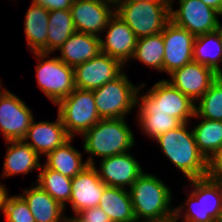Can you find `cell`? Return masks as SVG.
Returning <instances> with one entry per match:
<instances>
[{
  "label": "cell",
  "mask_w": 222,
  "mask_h": 222,
  "mask_svg": "<svg viewBox=\"0 0 222 222\" xmlns=\"http://www.w3.org/2000/svg\"><path fill=\"white\" fill-rule=\"evenodd\" d=\"M126 1H129V0H122V3L126 2ZM152 1H155V2L165 5L169 10L171 9L172 4H173L172 0H152Z\"/></svg>",
  "instance_id": "obj_38"
},
{
  "label": "cell",
  "mask_w": 222,
  "mask_h": 222,
  "mask_svg": "<svg viewBox=\"0 0 222 222\" xmlns=\"http://www.w3.org/2000/svg\"><path fill=\"white\" fill-rule=\"evenodd\" d=\"M24 193L20 196L27 203L36 222H68L67 217H62L64 207L38 185L24 190Z\"/></svg>",
  "instance_id": "obj_21"
},
{
  "label": "cell",
  "mask_w": 222,
  "mask_h": 222,
  "mask_svg": "<svg viewBox=\"0 0 222 222\" xmlns=\"http://www.w3.org/2000/svg\"><path fill=\"white\" fill-rule=\"evenodd\" d=\"M122 72L116 79L92 90L101 119L124 118L137 104V93L143 86L134 87Z\"/></svg>",
  "instance_id": "obj_6"
},
{
  "label": "cell",
  "mask_w": 222,
  "mask_h": 222,
  "mask_svg": "<svg viewBox=\"0 0 222 222\" xmlns=\"http://www.w3.org/2000/svg\"><path fill=\"white\" fill-rule=\"evenodd\" d=\"M56 105L59 107L58 115L71 138L74 137V133L83 135L101 119L97 113L92 90L75 88Z\"/></svg>",
  "instance_id": "obj_7"
},
{
  "label": "cell",
  "mask_w": 222,
  "mask_h": 222,
  "mask_svg": "<svg viewBox=\"0 0 222 222\" xmlns=\"http://www.w3.org/2000/svg\"><path fill=\"white\" fill-rule=\"evenodd\" d=\"M135 222H139V221H135ZM143 222H174V221H143Z\"/></svg>",
  "instance_id": "obj_44"
},
{
  "label": "cell",
  "mask_w": 222,
  "mask_h": 222,
  "mask_svg": "<svg viewBox=\"0 0 222 222\" xmlns=\"http://www.w3.org/2000/svg\"><path fill=\"white\" fill-rule=\"evenodd\" d=\"M100 38L75 32L59 48L61 56L58 58L71 67L91 60L101 53Z\"/></svg>",
  "instance_id": "obj_20"
},
{
  "label": "cell",
  "mask_w": 222,
  "mask_h": 222,
  "mask_svg": "<svg viewBox=\"0 0 222 222\" xmlns=\"http://www.w3.org/2000/svg\"><path fill=\"white\" fill-rule=\"evenodd\" d=\"M68 222H111L109 217L103 212V210L97 206L84 211H81L76 215V218H69Z\"/></svg>",
  "instance_id": "obj_34"
},
{
  "label": "cell",
  "mask_w": 222,
  "mask_h": 222,
  "mask_svg": "<svg viewBox=\"0 0 222 222\" xmlns=\"http://www.w3.org/2000/svg\"><path fill=\"white\" fill-rule=\"evenodd\" d=\"M202 119L192 131L198 150L208 161L222 146V121Z\"/></svg>",
  "instance_id": "obj_28"
},
{
  "label": "cell",
  "mask_w": 222,
  "mask_h": 222,
  "mask_svg": "<svg viewBox=\"0 0 222 222\" xmlns=\"http://www.w3.org/2000/svg\"><path fill=\"white\" fill-rule=\"evenodd\" d=\"M124 119H100L83 134V149L101 158L127 153L134 145V136Z\"/></svg>",
  "instance_id": "obj_3"
},
{
  "label": "cell",
  "mask_w": 222,
  "mask_h": 222,
  "mask_svg": "<svg viewBox=\"0 0 222 222\" xmlns=\"http://www.w3.org/2000/svg\"><path fill=\"white\" fill-rule=\"evenodd\" d=\"M98 1L103 2L105 4H109V5H113L114 4V7L115 6L118 7V4L120 5L122 3V0H98Z\"/></svg>",
  "instance_id": "obj_40"
},
{
  "label": "cell",
  "mask_w": 222,
  "mask_h": 222,
  "mask_svg": "<svg viewBox=\"0 0 222 222\" xmlns=\"http://www.w3.org/2000/svg\"><path fill=\"white\" fill-rule=\"evenodd\" d=\"M8 196V193L4 196L2 209L7 222H36L27 203L21 196Z\"/></svg>",
  "instance_id": "obj_33"
},
{
  "label": "cell",
  "mask_w": 222,
  "mask_h": 222,
  "mask_svg": "<svg viewBox=\"0 0 222 222\" xmlns=\"http://www.w3.org/2000/svg\"><path fill=\"white\" fill-rule=\"evenodd\" d=\"M33 115L29 107L13 93L7 91L0 100V131L6 141L23 140Z\"/></svg>",
  "instance_id": "obj_13"
},
{
  "label": "cell",
  "mask_w": 222,
  "mask_h": 222,
  "mask_svg": "<svg viewBox=\"0 0 222 222\" xmlns=\"http://www.w3.org/2000/svg\"><path fill=\"white\" fill-rule=\"evenodd\" d=\"M164 52V41L161 32L159 34L139 38L132 59H138L146 64V66H152L163 71Z\"/></svg>",
  "instance_id": "obj_30"
},
{
  "label": "cell",
  "mask_w": 222,
  "mask_h": 222,
  "mask_svg": "<svg viewBox=\"0 0 222 222\" xmlns=\"http://www.w3.org/2000/svg\"><path fill=\"white\" fill-rule=\"evenodd\" d=\"M164 41L163 72L171 74L193 61L195 36L169 21L162 31Z\"/></svg>",
  "instance_id": "obj_12"
},
{
  "label": "cell",
  "mask_w": 222,
  "mask_h": 222,
  "mask_svg": "<svg viewBox=\"0 0 222 222\" xmlns=\"http://www.w3.org/2000/svg\"><path fill=\"white\" fill-rule=\"evenodd\" d=\"M138 118L144 132L154 139L182 124L178 118L162 112L139 114Z\"/></svg>",
  "instance_id": "obj_32"
},
{
  "label": "cell",
  "mask_w": 222,
  "mask_h": 222,
  "mask_svg": "<svg viewBox=\"0 0 222 222\" xmlns=\"http://www.w3.org/2000/svg\"><path fill=\"white\" fill-rule=\"evenodd\" d=\"M105 185L94 165H88L72 178L70 203L74 213L99 206Z\"/></svg>",
  "instance_id": "obj_15"
},
{
  "label": "cell",
  "mask_w": 222,
  "mask_h": 222,
  "mask_svg": "<svg viewBox=\"0 0 222 222\" xmlns=\"http://www.w3.org/2000/svg\"><path fill=\"white\" fill-rule=\"evenodd\" d=\"M124 66L119 60L100 53L95 58L74 67L75 87L95 90L116 79Z\"/></svg>",
  "instance_id": "obj_11"
},
{
  "label": "cell",
  "mask_w": 222,
  "mask_h": 222,
  "mask_svg": "<svg viewBox=\"0 0 222 222\" xmlns=\"http://www.w3.org/2000/svg\"><path fill=\"white\" fill-rule=\"evenodd\" d=\"M132 208L136 221L143 217L147 221L177 222L179 213L185 205L169 209L171 206V192L157 177L142 173L129 189Z\"/></svg>",
  "instance_id": "obj_1"
},
{
  "label": "cell",
  "mask_w": 222,
  "mask_h": 222,
  "mask_svg": "<svg viewBox=\"0 0 222 222\" xmlns=\"http://www.w3.org/2000/svg\"><path fill=\"white\" fill-rule=\"evenodd\" d=\"M39 65H36L38 86L55 104L69 96L75 87L74 67L66 65L58 57L43 60L49 53L35 52Z\"/></svg>",
  "instance_id": "obj_8"
},
{
  "label": "cell",
  "mask_w": 222,
  "mask_h": 222,
  "mask_svg": "<svg viewBox=\"0 0 222 222\" xmlns=\"http://www.w3.org/2000/svg\"><path fill=\"white\" fill-rule=\"evenodd\" d=\"M38 175V186L46 191L62 207L69 202L72 192V178L48 169L46 166Z\"/></svg>",
  "instance_id": "obj_29"
},
{
  "label": "cell",
  "mask_w": 222,
  "mask_h": 222,
  "mask_svg": "<svg viewBox=\"0 0 222 222\" xmlns=\"http://www.w3.org/2000/svg\"><path fill=\"white\" fill-rule=\"evenodd\" d=\"M170 75L172 80H167V82L188 96L194 103L204 95L219 76L210 67L195 61L174 70Z\"/></svg>",
  "instance_id": "obj_14"
},
{
  "label": "cell",
  "mask_w": 222,
  "mask_h": 222,
  "mask_svg": "<svg viewBox=\"0 0 222 222\" xmlns=\"http://www.w3.org/2000/svg\"><path fill=\"white\" fill-rule=\"evenodd\" d=\"M207 177L222 182V146L207 161Z\"/></svg>",
  "instance_id": "obj_35"
},
{
  "label": "cell",
  "mask_w": 222,
  "mask_h": 222,
  "mask_svg": "<svg viewBox=\"0 0 222 222\" xmlns=\"http://www.w3.org/2000/svg\"><path fill=\"white\" fill-rule=\"evenodd\" d=\"M187 123L156 138L167 158L189 179L207 177V160L198 150L193 131Z\"/></svg>",
  "instance_id": "obj_2"
},
{
  "label": "cell",
  "mask_w": 222,
  "mask_h": 222,
  "mask_svg": "<svg viewBox=\"0 0 222 222\" xmlns=\"http://www.w3.org/2000/svg\"><path fill=\"white\" fill-rule=\"evenodd\" d=\"M115 14L134 32L143 38L163 31L170 21V10L152 0H129L115 8Z\"/></svg>",
  "instance_id": "obj_4"
},
{
  "label": "cell",
  "mask_w": 222,
  "mask_h": 222,
  "mask_svg": "<svg viewBox=\"0 0 222 222\" xmlns=\"http://www.w3.org/2000/svg\"><path fill=\"white\" fill-rule=\"evenodd\" d=\"M180 7L170 9V21L195 37L218 30L219 12L201 0H179Z\"/></svg>",
  "instance_id": "obj_10"
},
{
  "label": "cell",
  "mask_w": 222,
  "mask_h": 222,
  "mask_svg": "<svg viewBox=\"0 0 222 222\" xmlns=\"http://www.w3.org/2000/svg\"><path fill=\"white\" fill-rule=\"evenodd\" d=\"M110 5L98 0H74L71 14L76 32L95 35L105 30L109 19L115 14Z\"/></svg>",
  "instance_id": "obj_16"
},
{
  "label": "cell",
  "mask_w": 222,
  "mask_h": 222,
  "mask_svg": "<svg viewBox=\"0 0 222 222\" xmlns=\"http://www.w3.org/2000/svg\"><path fill=\"white\" fill-rule=\"evenodd\" d=\"M47 53L59 49L76 32L70 10L49 11Z\"/></svg>",
  "instance_id": "obj_27"
},
{
  "label": "cell",
  "mask_w": 222,
  "mask_h": 222,
  "mask_svg": "<svg viewBox=\"0 0 222 222\" xmlns=\"http://www.w3.org/2000/svg\"><path fill=\"white\" fill-rule=\"evenodd\" d=\"M139 114L167 113L178 118L182 123H188L189 117H194L196 104L166 80L157 82L148 93L141 97Z\"/></svg>",
  "instance_id": "obj_5"
},
{
  "label": "cell",
  "mask_w": 222,
  "mask_h": 222,
  "mask_svg": "<svg viewBox=\"0 0 222 222\" xmlns=\"http://www.w3.org/2000/svg\"><path fill=\"white\" fill-rule=\"evenodd\" d=\"M71 140L72 138L62 146L57 147L54 151L48 153L46 155L47 162L45 163V166L66 177L74 178L88 165H94V161L92 157H90L86 162H82V155L71 146Z\"/></svg>",
  "instance_id": "obj_22"
},
{
  "label": "cell",
  "mask_w": 222,
  "mask_h": 222,
  "mask_svg": "<svg viewBox=\"0 0 222 222\" xmlns=\"http://www.w3.org/2000/svg\"><path fill=\"white\" fill-rule=\"evenodd\" d=\"M190 181L194 190L186 201L189 206L183 221L214 222L222 211V182L208 177Z\"/></svg>",
  "instance_id": "obj_9"
},
{
  "label": "cell",
  "mask_w": 222,
  "mask_h": 222,
  "mask_svg": "<svg viewBox=\"0 0 222 222\" xmlns=\"http://www.w3.org/2000/svg\"><path fill=\"white\" fill-rule=\"evenodd\" d=\"M100 171L98 172L101 181L111 187L123 188L137 180L143 173L140 164L130 154L124 153L102 158Z\"/></svg>",
  "instance_id": "obj_17"
},
{
  "label": "cell",
  "mask_w": 222,
  "mask_h": 222,
  "mask_svg": "<svg viewBox=\"0 0 222 222\" xmlns=\"http://www.w3.org/2000/svg\"><path fill=\"white\" fill-rule=\"evenodd\" d=\"M99 207L111 222H135L130 192L124 188L106 186Z\"/></svg>",
  "instance_id": "obj_23"
},
{
  "label": "cell",
  "mask_w": 222,
  "mask_h": 222,
  "mask_svg": "<svg viewBox=\"0 0 222 222\" xmlns=\"http://www.w3.org/2000/svg\"><path fill=\"white\" fill-rule=\"evenodd\" d=\"M214 45L215 50L210 51L209 44ZM212 53V54H211ZM222 37L218 30L195 37L193 44V61L213 69L222 75L219 62H222Z\"/></svg>",
  "instance_id": "obj_26"
},
{
  "label": "cell",
  "mask_w": 222,
  "mask_h": 222,
  "mask_svg": "<svg viewBox=\"0 0 222 222\" xmlns=\"http://www.w3.org/2000/svg\"><path fill=\"white\" fill-rule=\"evenodd\" d=\"M199 100L198 107L195 106V118L199 116L222 121V75L218 76Z\"/></svg>",
  "instance_id": "obj_31"
},
{
  "label": "cell",
  "mask_w": 222,
  "mask_h": 222,
  "mask_svg": "<svg viewBox=\"0 0 222 222\" xmlns=\"http://www.w3.org/2000/svg\"><path fill=\"white\" fill-rule=\"evenodd\" d=\"M214 222H222V211L218 214L217 218L214 220Z\"/></svg>",
  "instance_id": "obj_41"
},
{
  "label": "cell",
  "mask_w": 222,
  "mask_h": 222,
  "mask_svg": "<svg viewBox=\"0 0 222 222\" xmlns=\"http://www.w3.org/2000/svg\"><path fill=\"white\" fill-rule=\"evenodd\" d=\"M106 41L100 38L101 53L119 60L123 65L134 54L137 36L128 25L114 14L108 21Z\"/></svg>",
  "instance_id": "obj_18"
},
{
  "label": "cell",
  "mask_w": 222,
  "mask_h": 222,
  "mask_svg": "<svg viewBox=\"0 0 222 222\" xmlns=\"http://www.w3.org/2000/svg\"><path fill=\"white\" fill-rule=\"evenodd\" d=\"M34 3L43 6L48 11L70 10L74 0H32Z\"/></svg>",
  "instance_id": "obj_36"
},
{
  "label": "cell",
  "mask_w": 222,
  "mask_h": 222,
  "mask_svg": "<svg viewBox=\"0 0 222 222\" xmlns=\"http://www.w3.org/2000/svg\"><path fill=\"white\" fill-rule=\"evenodd\" d=\"M0 89H1V84H0ZM2 90H0V100H1V98H2V96L8 91V90H4V91H2Z\"/></svg>",
  "instance_id": "obj_43"
},
{
  "label": "cell",
  "mask_w": 222,
  "mask_h": 222,
  "mask_svg": "<svg viewBox=\"0 0 222 222\" xmlns=\"http://www.w3.org/2000/svg\"><path fill=\"white\" fill-rule=\"evenodd\" d=\"M31 3L25 16L27 45L33 53H47L49 11L41 5Z\"/></svg>",
  "instance_id": "obj_24"
},
{
  "label": "cell",
  "mask_w": 222,
  "mask_h": 222,
  "mask_svg": "<svg viewBox=\"0 0 222 222\" xmlns=\"http://www.w3.org/2000/svg\"><path fill=\"white\" fill-rule=\"evenodd\" d=\"M11 146L7 148L2 176L26 174L36 168L41 169L40 156L23 140L7 141Z\"/></svg>",
  "instance_id": "obj_25"
},
{
  "label": "cell",
  "mask_w": 222,
  "mask_h": 222,
  "mask_svg": "<svg viewBox=\"0 0 222 222\" xmlns=\"http://www.w3.org/2000/svg\"><path fill=\"white\" fill-rule=\"evenodd\" d=\"M219 15H222V13H219ZM218 31H219V33H220V35L222 37V26H221L220 23H218Z\"/></svg>",
  "instance_id": "obj_42"
},
{
  "label": "cell",
  "mask_w": 222,
  "mask_h": 222,
  "mask_svg": "<svg viewBox=\"0 0 222 222\" xmlns=\"http://www.w3.org/2000/svg\"><path fill=\"white\" fill-rule=\"evenodd\" d=\"M71 137L67 134L65 126L63 125L60 116L56 122H38L35 123L34 119L27 130L23 141L28 139L32 142L27 143L39 156L42 154L47 155L54 151L57 147L62 146Z\"/></svg>",
  "instance_id": "obj_19"
},
{
  "label": "cell",
  "mask_w": 222,
  "mask_h": 222,
  "mask_svg": "<svg viewBox=\"0 0 222 222\" xmlns=\"http://www.w3.org/2000/svg\"><path fill=\"white\" fill-rule=\"evenodd\" d=\"M8 191H6L4 185H0V210L3 209V199H4V196L5 194L7 193Z\"/></svg>",
  "instance_id": "obj_39"
},
{
  "label": "cell",
  "mask_w": 222,
  "mask_h": 222,
  "mask_svg": "<svg viewBox=\"0 0 222 222\" xmlns=\"http://www.w3.org/2000/svg\"><path fill=\"white\" fill-rule=\"evenodd\" d=\"M206 5L212 7L219 13H222V0H201Z\"/></svg>",
  "instance_id": "obj_37"
}]
</instances>
